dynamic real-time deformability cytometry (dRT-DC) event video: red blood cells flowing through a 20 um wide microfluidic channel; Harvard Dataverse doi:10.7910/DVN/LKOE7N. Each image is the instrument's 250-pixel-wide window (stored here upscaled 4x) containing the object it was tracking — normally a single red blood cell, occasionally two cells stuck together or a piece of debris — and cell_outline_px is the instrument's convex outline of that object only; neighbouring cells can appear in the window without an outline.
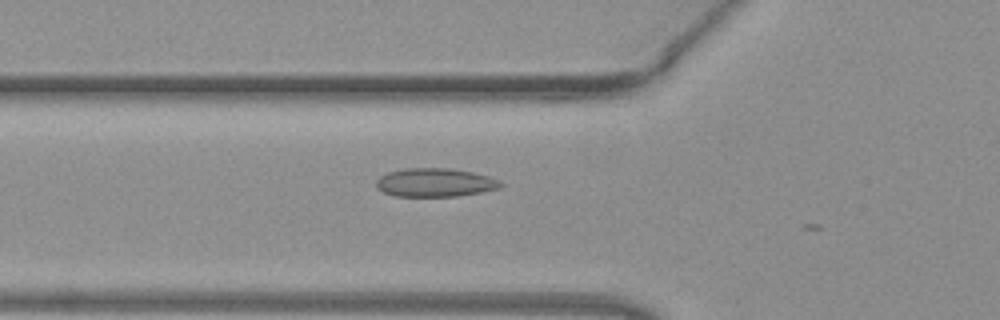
{"species": "common noctule bat (a hibernating species)", "species_latin": "Nyctalus noctula", "temperature_condition": "warm", "stored_images_in_passage": 15, "camera_frame_rate_fps": 3000, "um_per_image_px": 0.085, "animal": {"sex": "female", "body_mass_g": 19.3, "forearm_length_mm": 54.1}, "frame": {"image": 1, "passage_image": 3, "time_ms": 0.667, "image_size_px": [1000, 320], "cell_outline_px": [[504, 184], [500, 188], [480, 192], [456, 196], [396, 196], [384, 192], [376, 188], [376, 180], [380, 176], [388, 172], [404, 168], [452, 168], [472, 172], [488, 176], [500, 180]], "centroid_in_image_um": [36.98, 15.51], "position_along_channel_um": 88.8, "area_um2": 20.75}}
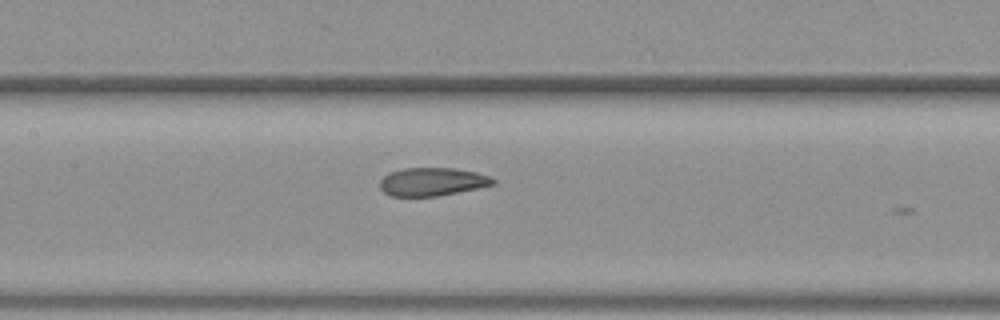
{"frame": {"image": 2, "passage_image": 9, "time_ms": 2.667, "image_size_px": [1000, 320], "cell_outline_px": [[496, 184], [436, 196], [392, 196], [384, 192], [380, 188], [380, 180], [388, 172], [404, 168], [452, 168], [476, 172], [488, 176], [496, 180]], "centroid_in_image_um": [36.71, 15.44], "position_along_channel_um": 170.7, "area_um2": 18.44}}
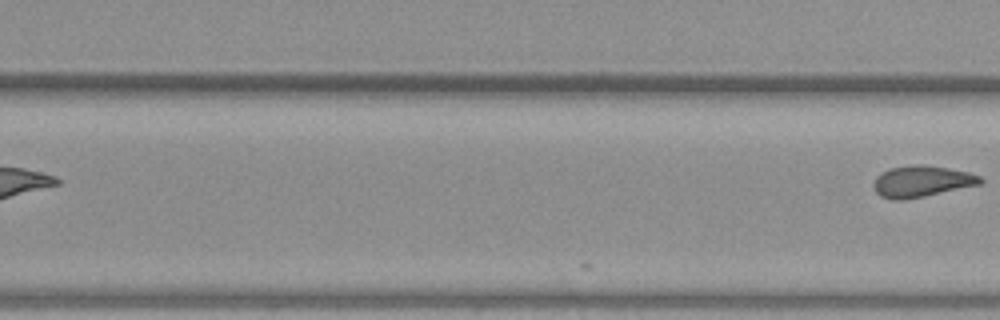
{"frame": {"image": 3, "passage_image": 15, "time_ms": 4.667, "image_size_px": [1000, 320], "cell_outline_px": [[984, 180], [980, 184], [924, 196], [904, 200], [892, 200], [880, 196], [876, 192], [872, 184], [876, 176], [880, 172], [888, 168], [916, 164], [924, 164], [948, 168], [968, 172], [980, 176]], "centroid_in_image_um": [78.29, 15.41], "position_along_channel_um": 251.5, "area_um2": 19.59}}